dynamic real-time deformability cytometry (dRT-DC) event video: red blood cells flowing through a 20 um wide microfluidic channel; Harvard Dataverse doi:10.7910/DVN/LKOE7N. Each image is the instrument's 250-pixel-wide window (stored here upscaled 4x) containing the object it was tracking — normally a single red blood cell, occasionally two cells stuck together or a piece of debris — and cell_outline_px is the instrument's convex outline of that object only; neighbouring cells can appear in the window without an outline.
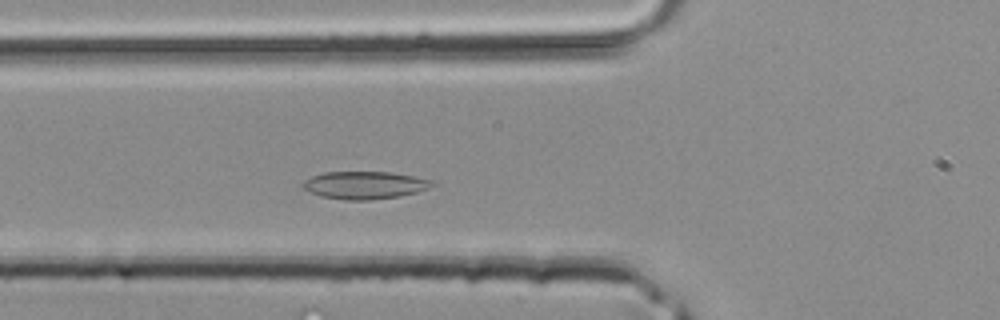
{"species": "common noctule bat (a hibernating species)", "species_latin": "Nyctalus noctula", "temperature_condition": "room temperature", "stored_images_in_passage": 33, "camera_frame_rate_fps": 3000, "um_per_image_px": 0.085, "animal": {"sex": "male", "body_mass_g": 20.4}, "frame": {"image": 1, "passage_image": 6, "time_ms": 1.667, "image_size_px": [1000, 320], "cell_outline_px": [[436, 184], [428, 188], [416, 192], [400, 196], [368, 200], [344, 200], [320, 196], [304, 188], [300, 184], [304, 180], [312, 176], [324, 172], [388, 172], [416, 176], [432, 180]], "centroid_in_image_um": [31.0, 15.73], "position_along_channel_um": 94.8, "area_um2": 20.81}}
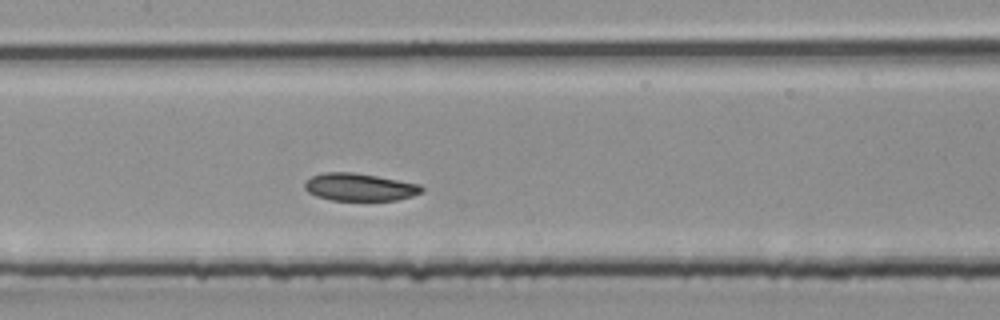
{"frame": {"image": 2, "passage_image": 11, "time_ms": 3.333, "image_size_px": [1000, 320], "cell_outline_px": [[424, 192], [412, 196], [396, 200], [332, 200], [316, 196], [308, 192], [304, 188], [304, 184], [312, 176], [324, 172], [352, 172], [376, 176], [420, 184], [424, 188]], "centroid_in_image_um": [30.58, 15.9], "position_along_channel_um": 176.8, "area_um2": 18.73}}
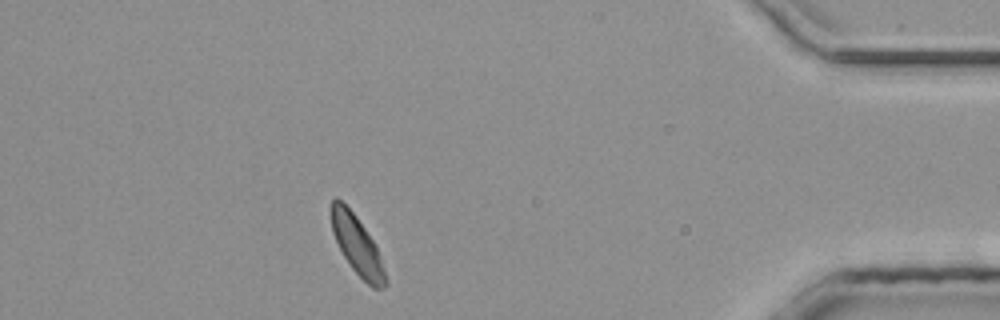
{"frame": {"image": 3, "passage_image": 28, "time_ms": 9.0, "image_size_px": [1000, 320], "cell_outline_px": [[388, 284], [384, 288], [372, 288], [352, 268], [344, 256], [332, 232], [332, 200], [336, 196], [356, 216], [376, 244], [388, 280]], "centroid_in_image_um": [30.4, 20.89], "position_along_channel_um": 404.8, "area_um2": 18.26}}